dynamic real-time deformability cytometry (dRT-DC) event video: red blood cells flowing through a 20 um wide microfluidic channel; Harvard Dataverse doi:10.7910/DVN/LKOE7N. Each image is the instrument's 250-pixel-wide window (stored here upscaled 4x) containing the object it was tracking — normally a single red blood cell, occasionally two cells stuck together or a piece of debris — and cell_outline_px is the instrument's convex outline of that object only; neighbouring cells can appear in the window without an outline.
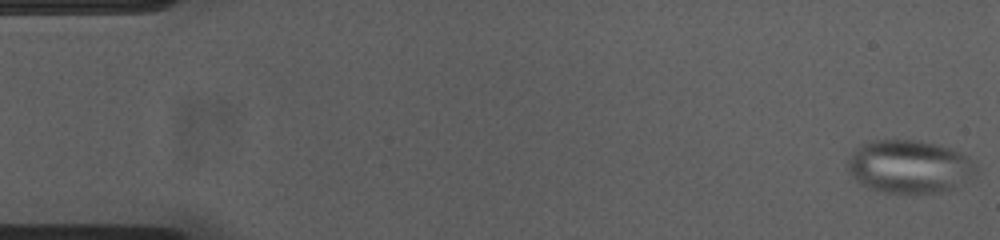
{"species": "common noctule bat (a hibernating species)", "species_latin": "Nyctalus noctula", "temperature_condition": "cold", "stored_images_in_passage": 48, "camera_frame_rate_fps": 3000, "um_per_image_px": 0.085, "animal": {"sex": "female", "body_mass_g": 23.0, "forearm_length_mm": 53.4}, "frame": {"image": 1, "passage_image": 1, "time_ms": 0.0, "image_size_px": [1000, 240], "cell_outline_px": [[976, 176], [960, 188], [940, 192], [884, 192], [868, 188], [860, 184], [848, 172], [848, 160], [852, 152], [860, 144], [868, 140], [920, 140], [952, 148], [968, 156], [976, 164]], "centroid_in_image_um": [77.34, 14.16], "position_along_channel_um": 7.7, "area_um2": 40.34}}
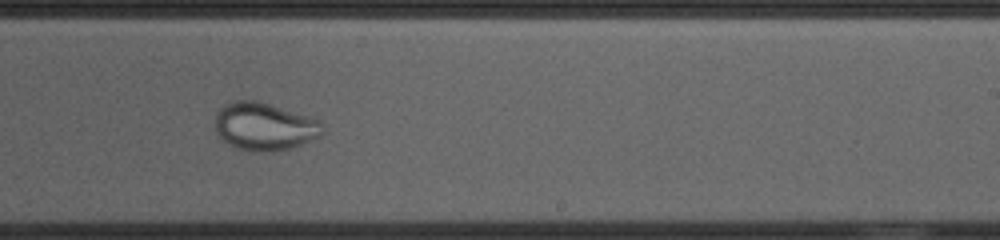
{"frame": {"image": 2, "passage_image": 33, "time_ms": 10.667, "image_size_px": [1000, 240], "cell_outline_px": [[324, 132], [320, 136], [292, 148], [276, 152], [252, 152], [236, 148], [224, 140], [216, 132], [216, 112], [224, 104], [232, 100], [256, 100], [308, 116], [320, 120], [324, 128]], "centroid_in_image_um": [22.48, 10.76], "position_along_channel_um": 266.5, "area_um2": 30.11}}
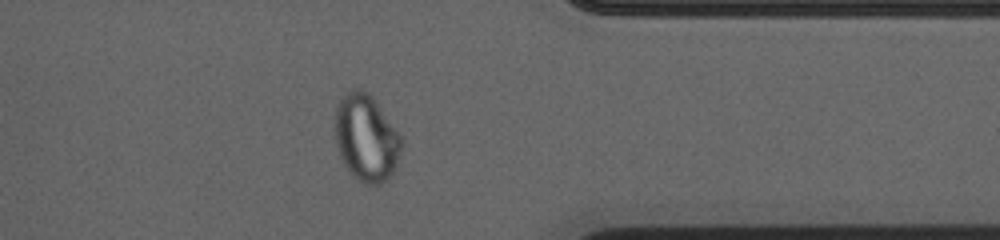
{"frame": {"image": 3, "passage_image": 43, "time_ms": 14.0, "image_size_px": [1000, 240], "cell_outline_px": [[404, 140], [396, 168], [392, 176], [388, 180], [380, 184], [368, 184], [352, 176], [348, 172], [340, 156], [332, 132], [332, 124], [336, 108], [340, 100], [352, 88], [360, 88], [368, 92], [372, 96]], "centroid_in_image_um": [31.11, 11.73], "position_along_channel_um": 380.3, "area_um2": 34.33}}